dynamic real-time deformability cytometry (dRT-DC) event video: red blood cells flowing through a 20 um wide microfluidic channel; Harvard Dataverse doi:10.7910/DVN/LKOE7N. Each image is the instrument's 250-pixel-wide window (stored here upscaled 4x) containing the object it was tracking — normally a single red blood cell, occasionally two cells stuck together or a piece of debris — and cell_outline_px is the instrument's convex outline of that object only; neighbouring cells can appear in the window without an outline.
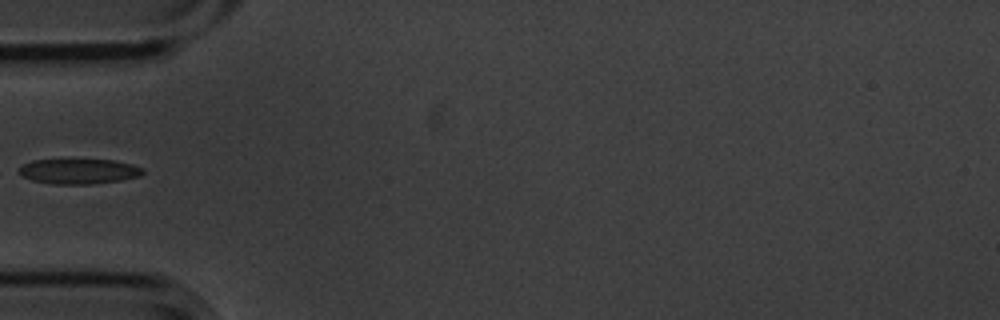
{"species": "common noctule bat (a hibernating species)", "species_latin": "Nyctalus noctula", "temperature_condition": "cold", "stored_images_in_passage": 6, "camera_frame_rate_fps": 3000, "um_per_image_px": 0.085, "animal": {"sex": "male", "body_mass_g": 20.1, "forearm_length_mm": 53.5}, "frame": {"image": 1, "passage_image": 5, "time_ms": 1.333, "image_size_px": [1000, 320], "cell_outline_px": [[144, 172], [140, 176], [120, 180], [92, 184], [52, 184], [32, 180], [24, 176], [20, 172], [20, 168], [24, 164], [32, 160], [112, 160], [132, 164], [144, 168]], "centroid_in_image_um": [6.74, 14.56], "position_along_channel_um": 78.3, "area_um2": 17.92}}
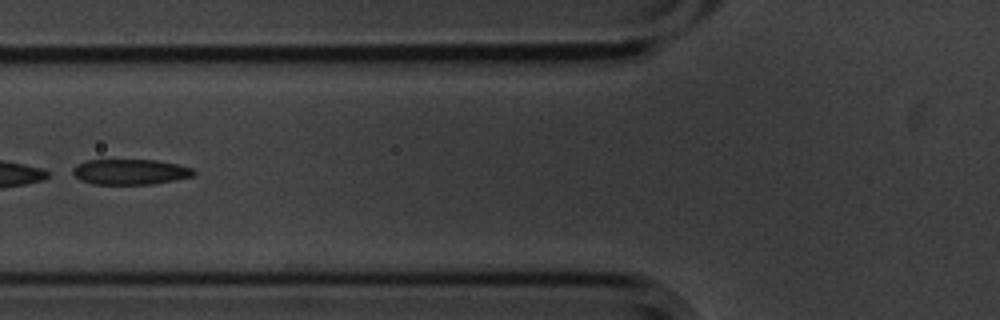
{"frame": {"image": 2, "passage_image": 6, "time_ms": 1.667, "image_size_px": [1000, 320], "cell_outline_px": [[196, 172], [192, 176], [152, 184], [92, 184], [80, 180], [72, 172], [72, 168], [76, 164], [88, 160], [156, 160], [180, 164], [192, 168]], "centroid_in_image_um": [11.05, 14.6], "position_along_channel_um": 114.7, "area_um2": 17.92}}